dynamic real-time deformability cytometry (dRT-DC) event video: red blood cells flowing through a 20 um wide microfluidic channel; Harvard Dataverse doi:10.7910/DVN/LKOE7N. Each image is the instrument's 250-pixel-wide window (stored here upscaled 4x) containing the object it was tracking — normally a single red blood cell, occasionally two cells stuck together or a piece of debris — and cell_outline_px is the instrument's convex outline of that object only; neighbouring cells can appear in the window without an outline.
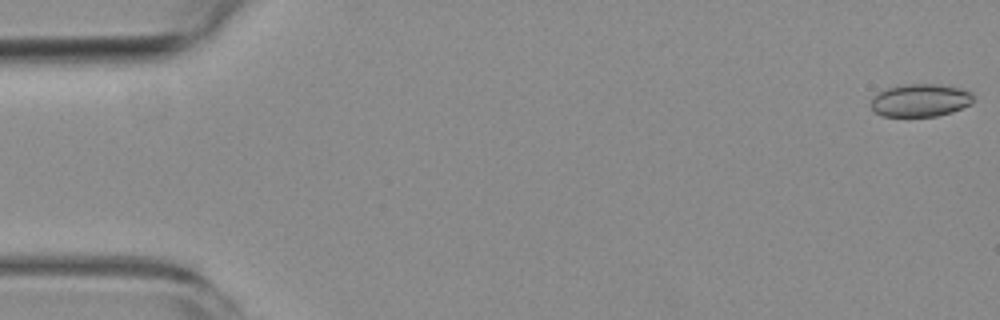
{"species": "common noctule bat (a hibernating species)", "species_latin": "Nyctalus noctula", "temperature_condition": "room temperature", "stored_images_in_passage": 5, "camera_frame_rate_fps": 3000, "um_per_image_px": 0.085, "animal": {"sex": "female", "body_mass_g": 19.3, "forearm_length_mm": 54.1}, "frame": {"image": 1, "passage_image": 1, "time_ms": 0.0, "image_size_px": [1000, 320], "cell_outline_px": [[972, 104], [952, 112], [936, 116], [880, 116], [872, 108], [872, 100], [880, 92], [888, 88], [908, 84], [932, 84], [960, 88], [972, 92]], "centroid_in_image_um": [78.26, 8.54], "position_along_channel_um": 6.7, "area_um2": 19.25}}
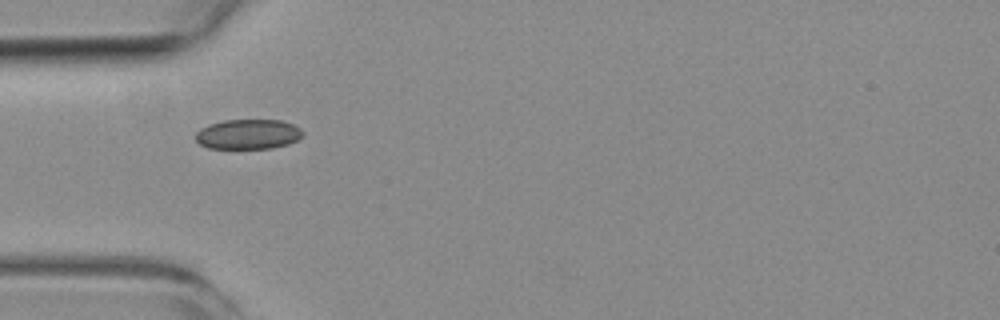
{"frame": {"image": 2, "passage_image": 5, "time_ms": 5.333, "image_size_px": [1000, 320], "cell_outline_px": [[304, 136], [288, 144], [272, 148], [208, 148], [200, 144], [196, 140], [196, 132], [200, 128], [208, 124], [224, 120], [280, 120], [292, 124], [300, 128], [304, 132]], "centroid_in_image_um": [21.09, 11.4], "position_along_channel_um": 63.9, "area_um2": 18.73}}